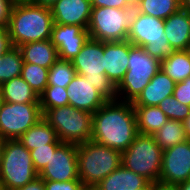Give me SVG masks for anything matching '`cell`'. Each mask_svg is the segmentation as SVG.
I'll return each instance as SVG.
<instances>
[{"instance_id":"30","label":"cell","mask_w":190,"mask_h":190,"mask_svg":"<svg viewBox=\"0 0 190 190\" xmlns=\"http://www.w3.org/2000/svg\"><path fill=\"white\" fill-rule=\"evenodd\" d=\"M76 75L71 61L58 59L48 72V86L66 88Z\"/></svg>"},{"instance_id":"43","label":"cell","mask_w":190,"mask_h":190,"mask_svg":"<svg viewBox=\"0 0 190 190\" xmlns=\"http://www.w3.org/2000/svg\"><path fill=\"white\" fill-rule=\"evenodd\" d=\"M177 190H190V179L176 185Z\"/></svg>"},{"instance_id":"49","label":"cell","mask_w":190,"mask_h":190,"mask_svg":"<svg viewBox=\"0 0 190 190\" xmlns=\"http://www.w3.org/2000/svg\"><path fill=\"white\" fill-rule=\"evenodd\" d=\"M186 51H187V53H188V55H189V57H190V45H189V47L186 49Z\"/></svg>"},{"instance_id":"22","label":"cell","mask_w":190,"mask_h":190,"mask_svg":"<svg viewBox=\"0 0 190 190\" xmlns=\"http://www.w3.org/2000/svg\"><path fill=\"white\" fill-rule=\"evenodd\" d=\"M18 141L29 151L48 144H62L55 130L44 118L26 131Z\"/></svg>"},{"instance_id":"9","label":"cell","mask_w":190,"mask_h":190,"mask_svg":"<svg viewBox=\"0 0 190 190\" xmlns=\"http://www.w3.org/2000/svg\"><path fill=\"white\" fill-rule=\"evenodd\" d=\"M159 70L161 61L151 57L143 47L134 46L130 42L128 70L116 86L117 97L125 93L121 101L133 102Z\"/></svg>"},{"instance_id":"1","label":"cell","mask_w":190,"mask_h":190,"mask_svg":"<svg viewBox=\"0 0 190 190\" xmlns=\"http://www.w3.org/2000/svg\"><path fill=\"white\" fill-rule=\"evenodd\" d=\"M132 102L110 100L93 113L91 140L125 151L138 135Z\"/></svg>"},{"instance_id":"39","label":"cell","mask_w":190,"mask_h":190,"mask_svg":"<svg viewBox=\"0 0 190 190\" xmlns=\"http://www.w3.org/2000/svg\"><path fill=\"white\" fill-rule=\"evenodd\" d=\"M13 190H45L44 180L38 176L28 184Z\"/></svg>"},{"instance_id":"34","label":"cell","mask_w":190,"mask_h":190,"mask_svg":"<svg viewBox=\"0 0 190 190\" xmlns=\"http://www.w3.org/2000/svg\"><path fill=\"white\" fill-rule=\"evenodd\" d=\"M45 190H85L86 186L81 180L49 181L44 180Z\"/></svg>"},{"instance_id":"44","label":"cell","mask_w":190,"mask_h":190,"mask_svg":"<svg viewBox=\"0 0 190 190\" xmlns=\"http://www.w3.org/2000/svg\"><path fill=\"white\" fill-rule=\"evenodd\" d=\"M180 7L190 13V0H180Z\"/></svg>"},{"instance_id":"15","label":"cell","mask_w":190,"mask_h":190,"mask_svg":"<svg viewBox=\"0 0 190 190\" xmlns=\"http://www.w3.org/2000/svg\"><path fill=\"white\" fill-rule=\"evenodd\" d=\"M50 9L55 24L88 28L92 12L90 0H58Z\"/></svg>"},{"instance_id":"7","label":"cell","mask_w":190,"mask_h":190,"mask_svg":"<svg viewBox=\"0 0 190 190\" xmlns=\"http://www.w3.org/2000/svg\"><path fill=\"white\" fill-rule=\"evenodd\" d=\"M38 177L31 153L18 140H6L0 163L2 190L22 187Z\"/></svg>"},{"instance_id":"41","label":"cell","mask_w":190,"mask_h":190,"mask_svg":"<svg viewBox=\"0 0 190 190\" xmlns=\"http://www.w3.org/2000/svg\"><path fill=\"white\" fill-rule=\"evenodd\" d=\"M28 2L50 8L58 0H27Z\"/></svg>"},{"instance_id":"21","label":"cell","mask_w":190,"mask_h":190,"mask_svg":"<svg viewBox=\"0 0 190 190\" xmlns=\"http://www.w3.org/2000/svg\"><path fill=\"white\" fill-rule=\"evenodd\" d=\"M24 63L50 68L58 59L57 48L48 40L36 41L18 46Z\"/></svg>"},{"instance_id":"10","label":"cell","mask_w":190,"mask_h":190,"mask_svg":"<svg viewBox=\"0 0 190 190\" xmlns=\"http://www.w3.org/2000/svg\"><path fill=\"white\" fill-rule=\"evenodd\" d=\"M133 8L92 7L88 32L91 39L102 42L127 40Z\"/></svg>"},{"instance_id":"45","label":"cell","mask_w":190,"mask_h":190,"mask_svg":"<svg viewBox=\"0 0 190 190\" xmlns=\"http://www.w3.org/2000/svg\"><path fill=\"white\" fill-rule=\"evenodd\" d=\"M5 141H6V140L3 139V138L0 136V163H1L2 151H3V147H4Z\"/></svg>"},{"instance_id":"18","label":"cell","mask_w":190,"mask_h":190,"mask_svg":"<svg viewBox=\"0 0 190 190\" xmlns=\"http://www.w3.org/2000/svg\"><path fill=\"white\" fill-rule=\"evenodd\" d=\"M176 83L159 70L132 102L133 106H158L166 97L172 96Z\"/></svg>"},{"instance_id":"20","label":"cell","mask_w":190,"mask_h":190,"mask_svg":"<svg viewBox=\"0 0 190 190\" xmlns=\"http://www.w3.org/2000/svg\"><path fill=\"white\" fill-rule=\"evenodd\" d=\"M150 182L141 175L126 169L122 164L94 188L96 190H139Z\"/></svg>"},{"instance_id":"13","label":"cell","mask_w":190,"mask_h":190,"mask_svg":"<svg viewBox=\"0 0 190 190\" xmlns=\"http://www.w3.org/2000/svg\"><path fill=\"white\" fill-rule=\"evenodd\" d=\"M190 179V140L163 151L159 182L177 185Z\"/></svg>"},{"instance_id":"38","label":"cell","mask_w":190,"mask_h":190,"mask_svg":"<svg viewBox=\"0 0 190 190\" xmlns=\"http://www.w3.org/2000/svg\"><path fill=\"white\" fill-rule=\"evenodd\" d=\"M11 47H13L8 29L0 28V57H2Z\"/></svg>"},{"instance_id":"28","label":"cell","mask_w":190,"mask_h":190,"mask_svg":"<svg viewBox=\"0 0 190 190\" xmlns=\"http://www.w3.org/2000/svg\"><path fill=\"white\" fill-rule=\"evenodd\" d=\"M23 59L18 47H11L0 57V86L8 80L21 75Z\"/></svg>"},{"instance_id":"12","label":"cell","mask_w":190,"mask_h":190,"mask_svg":"<svg viewBox=\"0 0 190 190\" xmlns=\"http://www.w3.org/2000/svg\"><path fill=\"white\" fill-rule=\"evenodd\" d=\"M38 176L49 181L80 180L77 166V145L62 143L55 153L51 154L47 165Z\"/></svg>"},{"instance_id":"24","label":"cell","mask_w":190,"mask_h":190,"mask_svg":"<svg viewBox=\"0 0 190 190\" xmlns=\"http://www.w3.org/2000/svg\"><path fill=\"white\" fill-rule=\"evenodd\" d=\"M139 134L154 135L169 119L158 106H133Z\"/></svg>"},{"instance_id":"35","label":"cell","mask_w":190,"mask_h":190,"mask_svg":"<svg viewBox=\"0 0 190 190\" xmlns=\"http://www.w3.org/2000/svg\"><path fill=\"white\" fill-rule=\"evenodd\" d=\"M173 96L186 106H190V76L175 85Z\"/></svg>"},{"instance_id":"14","label":"cell","mask_w":190,"mask_h":190,"mask_svg":"<svg viewBox=\"0 0 190 190\" xmlns=\"http://www.w3.org/2000/svg\"><path fill=\"white\" fill-rule=\"evenodd\" d=\"M90 38L87 29L78 25H53L50 41L57 48L59 59L71 60Z\"/></svg>"},{"instance_id":"2","label":"cell","mask_w":190,"mask_h":190,"mask_svg":"<svg viewBox=\"0 0 190 190\" xmlns=\"http://www.w3.org/2000/svg\"><path fill=\"white\" fill-rule=\"evenodd\" d=\"M53 25L50 8L32 4L27 0H16L7 29L12 45L18 47L50 39Z\"/></svg>"},{"instance_id":"23","label":"cell","mask_w":190,"mask_h":190,"mask_svg":"<svg viewBox=\"0 0 190 190\" xmlns=\"http://www.w3.org/2000/svg\"><path fill=\"white\" fill-rule=\"evenodd\" d=\"M2 98L8 103H39V96L21 77H15L0 86Z\"/></svg>"},{"instance_id":"6","label":"cell","mask_w":190,"mask_h":190,"mask_svg":"<svg viewBox=\"0 0 190 190\" xmlns=\"http://www.w3.org/2000/svg\"><path fill=\"white\" fill-rule=\"evenodd\" d=\"M43 118L62 143L82 144L91 140L93 114L66 105L47 109Z\"/></svg>"},{"instance_id":"46","label":"cell","mask_w":190,"mask_h":190,"mask_svg":"<svg viewBox=\"0 0 190 190\" xmlns=\"http://www.w3.org/2000/svg\"><path fill=\"white\" fill-rule=\"evenodd\" d=\"M139 190H151V183H149L145 188Z\"/></svg>"},{"instance_id":"31","label":"cell","mask_w":190,"mask_h":190,"mask_svg":"<svg viewBox=\"0 0 190 190\" xmlns=\"http://www.w3.org/2000/svg\"><path fill=\"white\" fill-rule=\"evenodd\" d=\"M42 113L47 109L69 105L67 88L47 86L39 96Z\"/></svg>"},{"instance_id":"25","label":"cell","mask_w":190,"mask_h":190,"mask_svg":"<svg viewBox=\"0 0 190 190\" xmlns=\"http://www.w3.org/2000/svg\"><path fill=\"white\" fill-rule=\"evenodd\" d=\"M161 70L175 83L182 82L190 76V57L186 50H175L161 61Z\"/></svg>"},{"instance_id":"47","label":"cell","mask_w":190,"mask_h":190,"mask_svg":"<svg viewBox=\"0 0 190 190\" xmlns=\"http://www.w3.org/2000/svg\"><path fill=\"white\" fill-rule=\"evenodd\" d=\"M3 102H4V101H3L2 94H1V90H0V108H1V105H2Z\"/></svg>"},{"instance_id":"26","label":"cell","mask_w":190,"mask_h":190,"mask_svg":"<svg viewBox=\"0 0 190 190\" xmlns=\"http://www.w3.org/2000/svg\"><path fill=\"white\" fill-rule=\"evenodd\" d=\"M156 144L164 151L188 140L182 121L169 119L154 135Z\"/></svg>"},{"instance_id":"37","label":"cell","mask_w":190,"mask_h":190,"mask_svg":"<svg viewBox=\"0 0 190 190\" xmlns=\"http://www.w3.org/2000/svg\"><path fill=\"white\" fill-rule=\"evenodd\" d=\"M15 1L16 0H0V28H7Z\"/></svg>"},{"instance_id":"3","label":"cell","mask_w":190,"mask_h":190,"mask_svg":"<svg viewBox=\"0 0 190 190\" xmlns=\"http://www.w3.org/2000/svg\"><path fill=\"white\" fill-rule=\"evenodd\" d=\"M122 161L121 152L93 140L77 145V166L81 182L86 187L96 186L116 170Z\"/></svg>"},{"instance_id":"16","label":"cell","mask_w":190,"mask_h":190,"mask_svg":"<svg viewBox=\"0 0 190 190\" xmlns=\"http://www.w3.org/2000/svg\"><path fill=\"white\" fill-rule=\"evenodd\" d=\"M69 105L90 113L96 112L107 100L83 76L76 74L66 87Z\"/></svg>"},{"instance_id":"11","label":"cell","mask_w":190,"mask_h":190,"mask_svg":"<svg viewBox=\"0 0 190 190\" xmlns=\"http://www.w3.org/2000/svg\"><path fill=\"white\" fill-rule=\"evenodd\" d=\"M42 118L39 103L3 102L0 108V136L5 140H18Z\"/></svg>"},{"instance_id":"4","label":"cell","mask_w":190,"mask_h":190,"mask_svg":"<svg viewBox=\"0 0 190 190\" xmlns=\"http://www.w3.org/2000/svg\"><path fill=\"white\" fill-rule=\"evenodd\" d=\"M104 42L89 38L70 61L76 74L83 76L107 101L118 100L116 86L105 75Z\"/></svg>"},{"instance_id":"36","label":"cell","mask_w":190,"mask_h":190,"mask_svg":"<svg viewBox=\"0 0 190 190\" xmlns=\"http://www.w3.org/2000/svg\"><path fill=\"white\" fill-rule=\"evenodd\" d=\"M92 7L133 8L131 0H90Z\"/></svg>"},{"instance_id":"27","label":"cell","mask_w":190,"mask_h":190,"mask_svg":"<svg viewBox=\"0 0 190 190\" xmlns=\"http://www.w3.org/2000/svg\"><path fill=\"white\" fill-rule=\"evenodd\" d=\"M134 8L145 15L165 20L180 7V0H137Z\"/></svg>"},{"instance_id":"48","label":"cell","mask_w":190,"mask_h":190,"mask_svg":"<svg viewBox=\"0 0 190 190\" xmlns=\"http://www.w3.org/2000/svg\"><path fill=\"white\" fill-rule=\"evenodd\" d=\"M85 190H96L94 187H86Z\"/></svg>"},{"instance_id":"17","label":"cell","mask_w":190,"mask_h":190,"mask_svg":"<svg viewBox=\"0 0 190 190\" xmlns=\"http://www.w3.org/2000/svg\"><path fill=\"white\" fill-rule=\"evenodd\" d=\"M130 42H104L105 75L117 86L128 70Z\"/></svg>"},{"instance_id":"29","label":"cell","mask_w":190,"mask_h":190,"mask_svg":"<svg viewBox=\"0 0 190 190\" xmlns=\"http://www.w3.org/2000/svg\"><path fill=\"white\" fill-rule=\"evenodd\" d=\"M48 68L39 65L23 63L21 77L40 96L48 86Z\"/></svg>"},{"instance_id":"8","label":"cell","mask_w":190,"mask_h":190,"mask_svg":"<svg viewBox=\"0 0 190 190\" xmlns=\"http://www.w3.org/2000/svg\"><path fill=\"white\" fill-rule=\"evenodd\" d=\"M121 155V164L126 169L143 176L150 183L159 182L163 150L153 135L138 134Z\"/></svg>"},{"instance_id":"5","label":"cell","mask_w":190,"mask_h":190,"mask_svg":"<svg viewBox=\"0 0 190 190\" xmlns=\"http://www.w3.org/2000/svg\"><path fill=\"white\" fill-rule=\"evenodd\" d=\"M127 41L134 46L143 47L146 53L159 61L166 59L175 51L164 33V20L142 14L135 8Z\"/></svg>"},{"instance_id":"32","label":"cell","mask_w":190,"mask_h":190,"mask_svg":"<svg viewBox=\"0 0 190 190\" xmlns=\"http://www.w3.org/2000/svg\"><path fill=\"white\" fill-rule=\"evenodd\" d=\"M158 107L171 120L183 122L190 114V106L181 104L173 95L166 97Z\"/></svg>"},{"instance_id":"19","label":"cell","mask_w":190,"mask_h":190,"mask_svg":"<svg viewBox=\"0 0 190 190\" xmlns=\"http://www.w3.org/2000/svg\"><path fill=\"white\" fill-rule=\"evenodd\" d=\"M164 33L174 50H186L190 45V13L180 8L166 18Z\"/></svg>"},{"instance_id":"42","label":"cell","mask_w":190,"mask_h":190,"mask_svg":"<svg viewBox=\"0 0 190 190\" xmlns=\"http://www.w3.org/2000/svg\"><path fill=\"white\" fill-rule=\"evenodd\" d=\"M183 126L188 140H190V114L183 120Z\"/></svg>"},{"instance_id":"40","label":"cell","mask_w":190,"mask_h":190,"mask_svg":"<svg viewBox=\"0 0 190 190\" xmlns=\"http://www.w3.org/2000/svg\"><path fill=\"white\" fill-rule=\"evenodd\" d=\"M151 190H177L176 185H166L160 182L151 183Z\"/></svg>"},{"instance_id":"33","label":"cell","mask_w":190,"mask_h":190,"mask_svg":"<svg viewBox=\"0 0 190 190\" xmlns=\"http://www.w3.org/2000/svg\"><path fill=\"white\" fill-rule=\"evenodd\" d=\"M60 145L61 144H48L30 151L34 168L38 174L47 165L49 159L51 158V154H54L55 150Z\"/></svg>"}]
</instances>
